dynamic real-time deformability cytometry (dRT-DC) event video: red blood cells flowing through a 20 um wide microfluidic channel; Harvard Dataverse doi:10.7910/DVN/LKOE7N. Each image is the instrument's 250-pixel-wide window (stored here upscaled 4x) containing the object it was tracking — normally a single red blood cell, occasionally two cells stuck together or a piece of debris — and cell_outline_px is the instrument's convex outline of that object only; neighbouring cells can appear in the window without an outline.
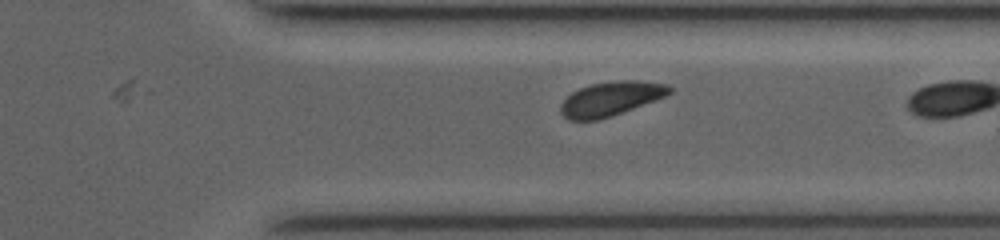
{"species": "common noctule bat (a hibernating species)", "species_latin": "Nyctalus noctula", "temperature_condition": "room temperature", "stored_images_in_passage": 20, "camera_frame_rate_fps": 3500, "um_per_image_px": 0.085, "animal": {"sex": "female", "body_mass_g": 19.0, "forearm_length_mm": 53.3}, "frame": {"image": 1, "passage_image": 20, "time_ms": 11.429, "image_size_px": [1000, 240], "cell_outline_px": [[672, 92], [656, 100], [612, 116], [596, 120], [568, 120], [560, 112], [560, 104], [572, 92], [580, 88], [592, 84], [616, 80], [636, 80], [668, 84], [672, 88]], "centroid_in_image_um": [51.92, 8.39], "position_along_channel_um": 359.5, "area_um2": 21.68}}